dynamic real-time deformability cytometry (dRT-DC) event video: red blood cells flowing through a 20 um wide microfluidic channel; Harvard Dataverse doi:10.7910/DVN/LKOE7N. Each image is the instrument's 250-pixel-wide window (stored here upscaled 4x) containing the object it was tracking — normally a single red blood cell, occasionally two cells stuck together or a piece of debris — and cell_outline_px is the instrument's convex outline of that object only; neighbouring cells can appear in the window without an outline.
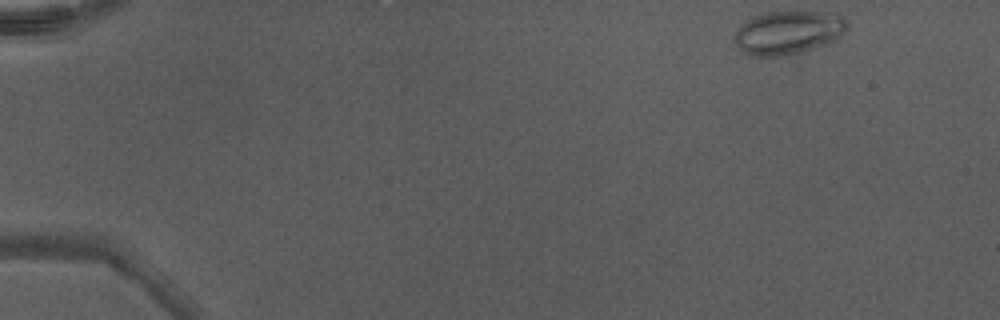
{"species": "Egyptian fruit bat (a non-hibernating species)", "species_latin": "Rousettus aegyptiacus", "temperature_condition": "warm", "stored_images_in_passage": 45, "camera_frame_rate_fps": 3000, "um_per_image_px": 0.085, "animal": {"sex": "male"}, "frame": {"image": 1, "passage_image": 1, "time_ms": 0.0, "image_size_px": [1000, 320], "cell_outline_px": [[848, 28], [836, 40], [824, 44], [796, 52], [780, 56], [752, 56], [744, 52], [736, 44], [732, 36], [740, 24], [752, 16], [768, 12], [836, 12], [844, 16], [848, 20]], "centroid_in_image_um": [67.0, 2.73], "position_along_channel_um": 18.0, "area_um2": 28.61}}
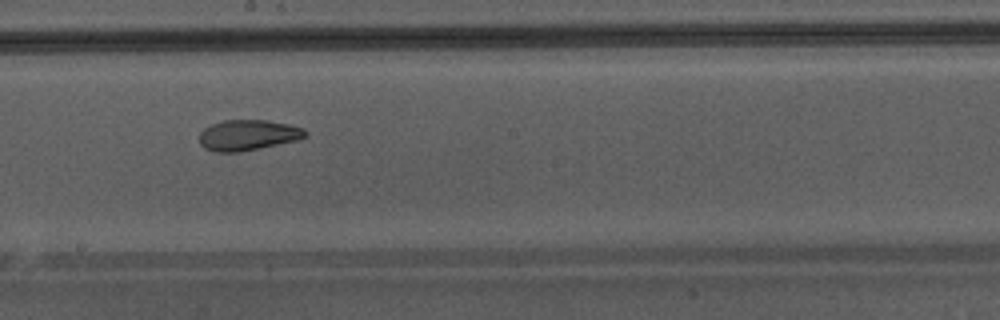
{"frame": {"image": 2, "passage_image": 25, "time_ms": 8.0, "image_size_px": [1000, 320], "cell_outline_px": [[308, 136], [296, 140], [240, 152], [216, 152], [204, 148], [200, 144], [200, 132], [204, 128], [212, 124], [224, 120], [268, 120], [288, 124], [304, 128], [308, 132]], "centroid_in_image_um": [21.08, 11.48], "position_along_channel_um": 227.1, "area_um2": 18.9}}
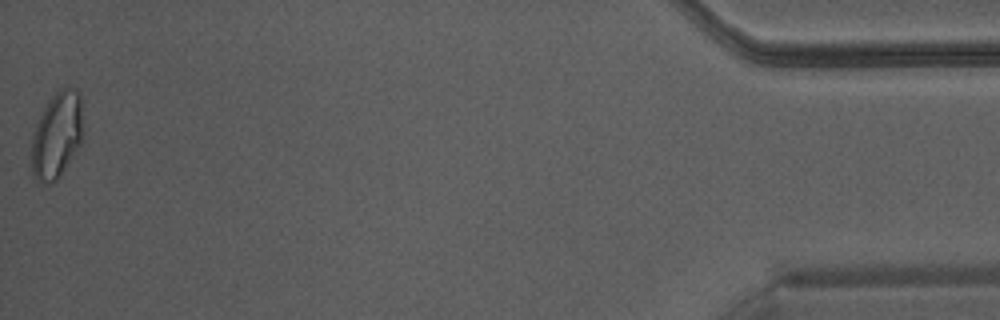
{"frame": {"image": 3, "passage_image": 45, "time_ms": 14.667, "image_size_px": [1000, 320], "cell_outline_px": [[80, 144], [60, 176], [56, 180], [36, 180], [32, 172], [32, 136], [36, 124], [48, 100], [56, 92], [68, 84], [76, 88], [80, 92]], "centroid_in_image_um": [4.81, 11.42], "position_along_channel_um": 430.4, "area_um2": 25.14}, "authors_computed_cell_mechanics": {"area_um2": 22.253, "velocity_mm_per_s": 4.3426, "shape_relaxation_time_tau1_ms": null, "shape_relaxation_time_tau2_ms": 1.8132, "deformation_change_tau1": null, "deformation_change_tau2": 0.0794}}